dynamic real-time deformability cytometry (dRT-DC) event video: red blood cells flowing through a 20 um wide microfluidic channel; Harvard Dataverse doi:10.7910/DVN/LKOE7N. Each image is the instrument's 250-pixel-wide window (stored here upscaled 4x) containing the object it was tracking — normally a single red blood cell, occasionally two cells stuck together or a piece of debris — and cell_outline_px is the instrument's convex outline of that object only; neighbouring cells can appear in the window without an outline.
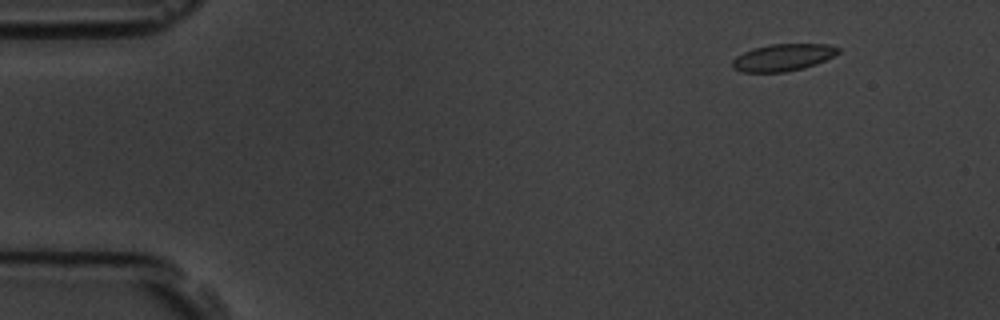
{"species": "common noctule bat (a hibernating species)", "species_latin": "Nyctalus noctula", "temperature_condition": "room temperature", "stored_images_in_passage": 5, "camera_frame_rate_fps": 3000, "um_per_image_px": 0.085, "animal": {"sex": "male", "body_mass_g": 19.5, "forearm_length_mm": 54.6}, "frame": {"image": 1, "passage_image": 2, "time_ms": 1.0, "image_size_px": [1000, 320], "cell_outline_px": [[840, 52], [816, 64], [804, 68], [784, 72], [740, 72], [732, 68], [732, 60], [736, 56], [752, 48], [772, 44], [828, 44], [840, 48]], "centroid_in_image_um": [66.53, 4.88], "position_along_channel_um": 18.5, "area_um2": 16.7}}
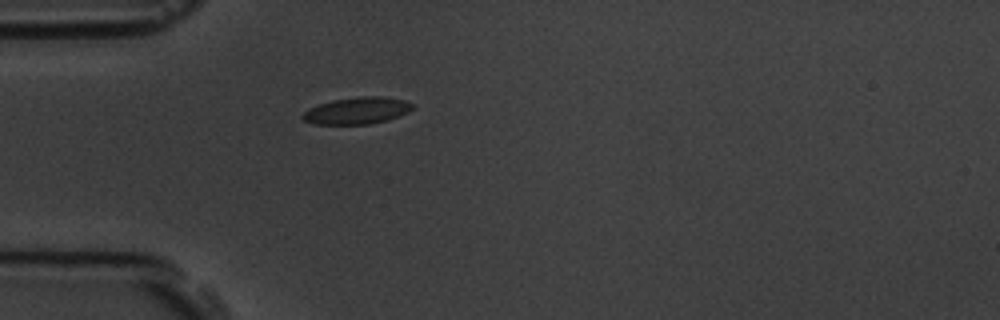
{"frame": {"image": 2, "passage_image": 5, "time_ms": 4.333, "image_size_px": [1000, 320], "cell_outline_px": [[412, 108], [408, 112], [388, 120], [368, 124], [316, 124], [304, 120], [300, 116], [308, 108], [332, 100], [356, 96], [380, 96], [404, 100], [412, 104]], "centroid_in_image_um": [30.32, 9.4], "position_along_channel_um": 54.7, "area_um2": 17.11}}